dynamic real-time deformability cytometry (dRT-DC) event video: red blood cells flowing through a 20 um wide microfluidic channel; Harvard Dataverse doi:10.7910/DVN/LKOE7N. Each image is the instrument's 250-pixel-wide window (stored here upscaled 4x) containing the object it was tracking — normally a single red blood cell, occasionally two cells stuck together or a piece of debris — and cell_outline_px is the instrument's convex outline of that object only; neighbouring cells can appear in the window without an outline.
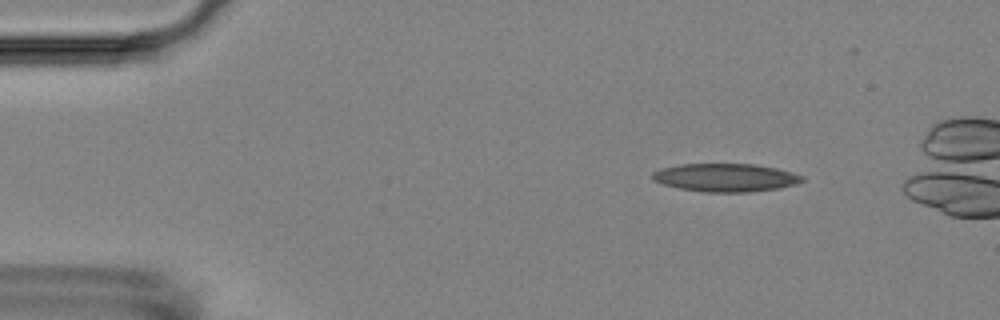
{"species": "Egyptian fruit bat (a non-hibernating species)", "species_latin": "Rousettus aegyptiacus", "temperature_condition": "room temperature", "stored_images_in_passage": 5, "camera_frame_rate_fps": 3000, "um_per_image_px": 0.085, "animal": {"sex": "female"}, "frame": {"image": 1, "passage_image": 2, "time_ms": 1.0, "image_size_px": [1000, 320], "cell_outline_px": [[804, 180], [796, 184], [780, 188], [748, 192], [704, 192], [680, 188], [664, 184], [652, 180], [652, 172], [660, 168], [680, 164], [756, 164], [776, 168], [792, 172], [804, 176]], "centroid_in_image_um": [61.68, 15.09], "position_along_channel_um": 23.3, "area_um2": 24.62}}